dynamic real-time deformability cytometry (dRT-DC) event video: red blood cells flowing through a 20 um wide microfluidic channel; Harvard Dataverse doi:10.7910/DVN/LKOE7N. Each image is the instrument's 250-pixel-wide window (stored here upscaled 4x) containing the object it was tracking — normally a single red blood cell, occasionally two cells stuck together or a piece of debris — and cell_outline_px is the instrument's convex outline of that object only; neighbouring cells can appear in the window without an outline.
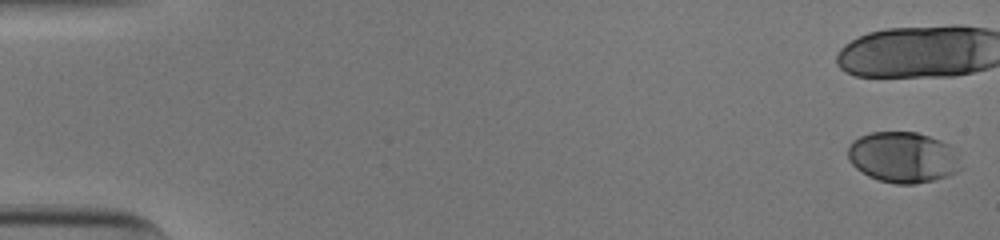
{"species": "human", "species_latin": "Homo sapiens", "temperature_condition": "cold", "stored_images_in_passage": 19, "camera_frame_rate_fps": 3000, "um_per_image_px": 0.085, "donor": {"sex": "male"}, "frame": {"image": 1, "passage_image": 1, "time_ms": 0.0, "image_size_px": [1000, 240], "cell_outline_px": [[964, 168], [948, 176], [916, 184], [896, 184], [880, 180], [868, 176], [856, 168], [848, 160], [848, 148], [852, 140], [860, 136], [872, 132], [916, 132], [940, 140], [948, 144]], "centroid_in_image_um": [76.74, 13.37], "position_along_channel_um": 8.3, "area_um2": 33.41}}